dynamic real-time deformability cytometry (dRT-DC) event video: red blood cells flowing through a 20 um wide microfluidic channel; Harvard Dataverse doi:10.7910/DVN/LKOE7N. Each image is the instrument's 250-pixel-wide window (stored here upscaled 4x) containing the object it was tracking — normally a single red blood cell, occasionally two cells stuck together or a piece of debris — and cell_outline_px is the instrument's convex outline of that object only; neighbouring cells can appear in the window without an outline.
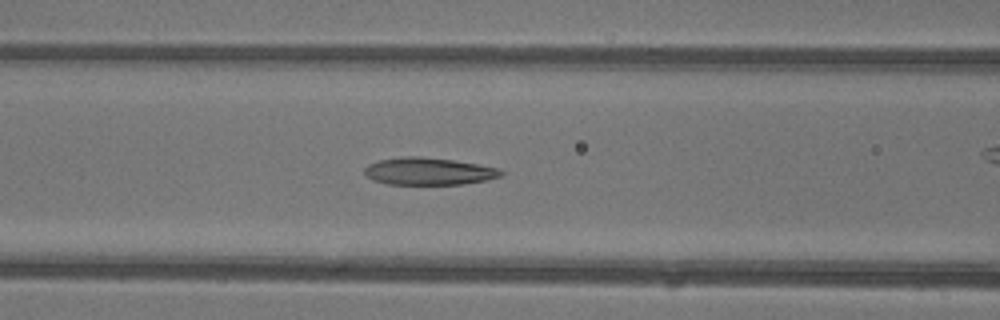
{"species": "common noctule bat (a hibernating species)", "species_latin": "Nyctalus noctula", "temperature_condition": "warm", "stored_images_in_passage": 48, "camera_frame_rate_fps": 3000, "um_per_image_px": 0.085, "animal": {"sex": "female"}, "frame": {"image": 1, "passage_image": 20, "time_ms": 6.333, "image_size_px": [1000, 320], "cell_outline_px": [[504, 172], [500, 176], [484, 180], [460, 184], [388, 184], [372, 180], [364, 172], [364, 168], [368, 164], [380, 160], [400, 156], [420, 156], [452, 160], [500, 168]], "centroid_in_image_um": [36.4, 14.55], "position_along_channel_um": 130.2, "area_um2": 21.56}}
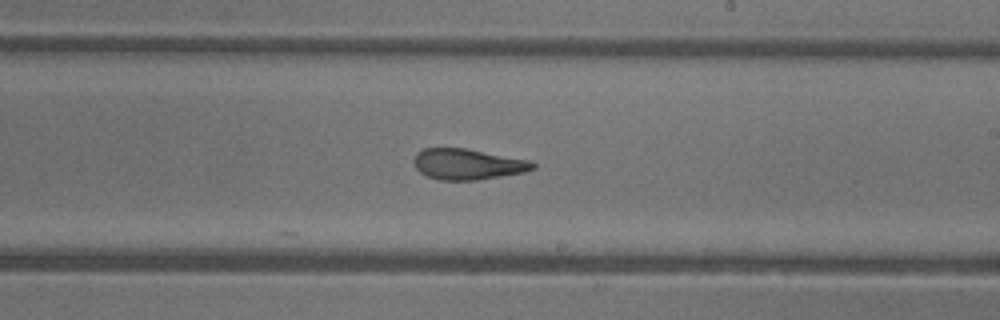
{"frame": {"image": 2, "passage_image": 28, "time_ms": 9.0, "image_size_px": [1000, 320], "cell_outline_px": [[536, 168], [524, 172], [476, 180], [440, 180], [428, 176], [420, 172], [416, 168], [412, 160], [416, 152], [424, 148], [464, 148], [528, 160], [536, 164]], "centroid_in_image_um": [39.71, 13.95], "position_along_channel_um": 249.3, "area_um2": 21.21}}
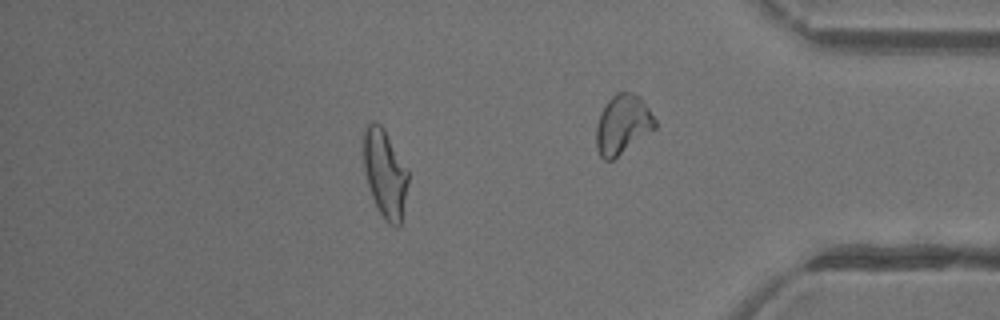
{"frame": {"image": 3, "passage_image": 41, "time_ms": 13.333, "image_size_px": [1000, 320], "cell_outline_px": [[408, 180], [400, 224], [396, 228], [388, 224], [384, 220], [372, 196], [368, 184], [364, 168], [364, 132], [368, 124], [372, 120], [380, 124], [384, 128], [408, 168]], "centroid_in_image_um": [32.73, 14.73], "position_along_channel_um": 402.5, "area_um2": 22.72}, "authors_computed_cell_mechanics": {"area_um2": 23.3223, "velocity_mm_per_s": 4.4629, "shape_relaxation_time_tau1_ms": 5.2004, "shape_relaxation_time_tau2_ms": 1.6518, "deformation_change_tau1": 0.2159, "deformation_change_tau2": 0.1138}}